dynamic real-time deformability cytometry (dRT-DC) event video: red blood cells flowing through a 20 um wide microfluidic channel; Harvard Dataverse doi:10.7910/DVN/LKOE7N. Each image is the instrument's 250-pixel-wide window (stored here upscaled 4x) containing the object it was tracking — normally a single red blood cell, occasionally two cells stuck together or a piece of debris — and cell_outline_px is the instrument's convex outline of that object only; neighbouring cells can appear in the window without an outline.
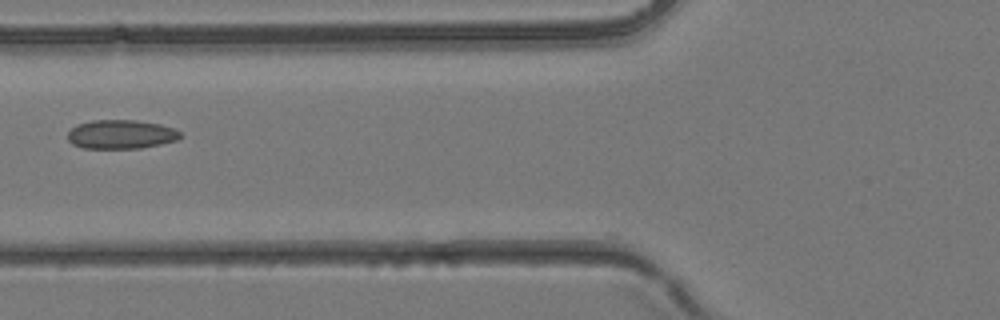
{"species": "common noctule bat (a hibernating species)", "species_latin": "Nyctalus noctula", "temperature_condition": "room temperature", "stored_images_in_passage": 5, "camera_frame_rate_fps": 3000, "um_per_image_px": 0.085, "animal": {"sex": "female", "body_mass_g": 24.6, "forearm_length_mm": 56.2}, "frame": {"image": 1, "passage_image": 5, "time_ms": 1.333, "image_size_px": [1000, 320], "cell_outline_px": [[184, 136], [176, 140], [160, 144], [140, 148], [84, 148], [72, 144], [68, 140], [68, 132], [76, 124], [92, 120], [136, 120], [160, 124], [172, 128], [180, 132]], "centroid_in_image_um": [10.28, 11.41], "position_along_channel_um": 115.5, "area_um2": 19.02}}